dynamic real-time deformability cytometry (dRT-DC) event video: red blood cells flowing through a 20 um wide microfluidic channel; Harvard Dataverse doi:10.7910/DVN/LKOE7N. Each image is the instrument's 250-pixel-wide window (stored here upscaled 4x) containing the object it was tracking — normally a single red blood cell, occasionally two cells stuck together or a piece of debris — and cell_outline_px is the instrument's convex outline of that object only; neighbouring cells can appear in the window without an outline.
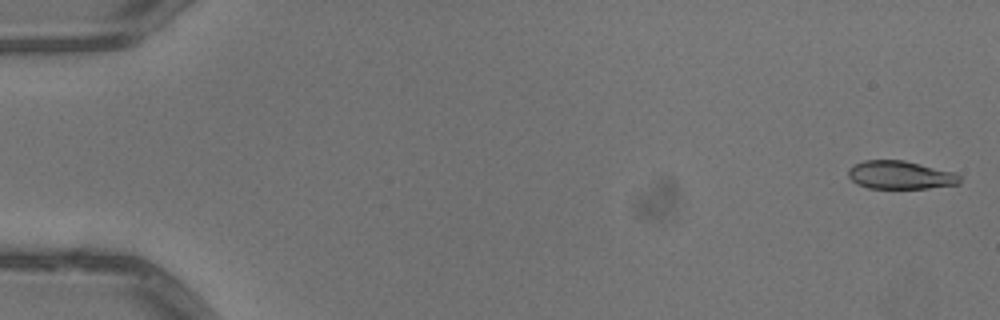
{"species": "common noctule bat (a hibernating species)", "species_latin": "Nyctalus noctula", "temperature_condition": "warm", "stored_images_in_passage": 51, "camera_frame_rate_fps": 3000, "um_per_image_px": 0.085, "animal": {"sex": "male", "body_mass_g": 13.3}, "frame": {"image": 1, "passage_image": 1, "time_ms": 0.0, "image_size_px": [1000, 320], "cell_outline_px": [[960, 184], [928, 188], [868, 188], [856, 184], [848, 176], [848, 168], [852, 164], [864, 160], [904, 160], [956, 172], [960, 176]], "centroid_in_image_um": [76.51, 14.87], "position_along_channel_um": 8.5, "area_um2": 18.55}}
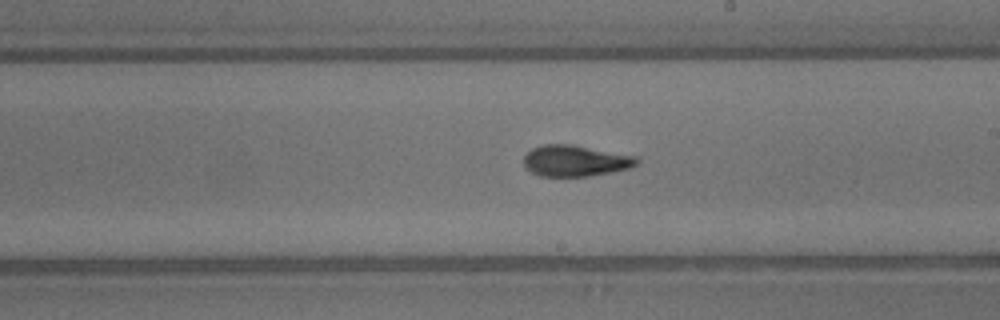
{"frame": {"image": 2, "passage_image": 30, "time_ms": 9.667, "image_size_px": [1000, 320], "cell_outline_px": [[640, 164], [628, 168], [612, 172], [588, 176], [540, 176], [524, 168], [524, 156], [532, 148], [544, 144], [572, 144], [636, 156], [640, 160]], "centroid_in_image_um": [48.91, 13.66], "position_along_channel_um": 240.1, "area_um2": 20.63}}
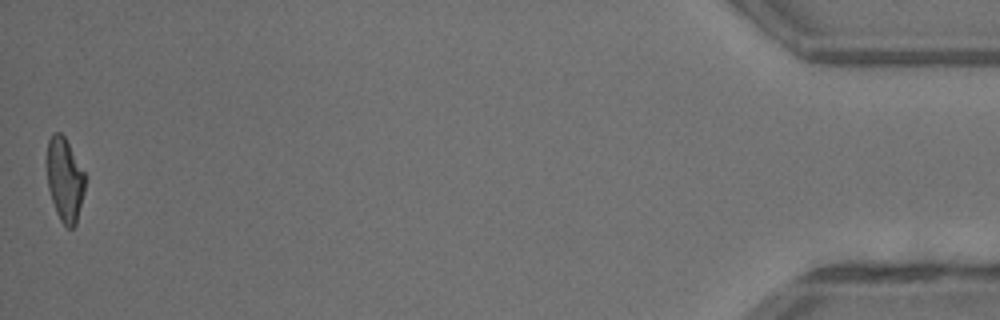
{"frame": {"image": 3, "passage_image": 51, "time_ms": 16.667, "image_size_px": [1000, 320], "cell_outline_px": [[84, 192], [76, 224], [72, 228], [68, 228], [60, 220], [56, 212], [48, 188], [44, 164], [44, 160], [48, 140], [52, 132], [60, 132], [64, 136], [84, 172]], "centroid_in_image_um": [5.44, 15.22], "position_along_channel_um": 429.8, "area_um2": 18.96}, "authors_computed_cell_mechanics": {"area_um2": 19.7676, "velocity_mm_per_s": 4.0856, "shape_relaxation_time_tau1_ms": 4.5359, "shape_relaxation_time_tau2_ms": 1.6147, "deformation_change_tau1": 0.2102, "deformation_change_tau2": 0.0931}}